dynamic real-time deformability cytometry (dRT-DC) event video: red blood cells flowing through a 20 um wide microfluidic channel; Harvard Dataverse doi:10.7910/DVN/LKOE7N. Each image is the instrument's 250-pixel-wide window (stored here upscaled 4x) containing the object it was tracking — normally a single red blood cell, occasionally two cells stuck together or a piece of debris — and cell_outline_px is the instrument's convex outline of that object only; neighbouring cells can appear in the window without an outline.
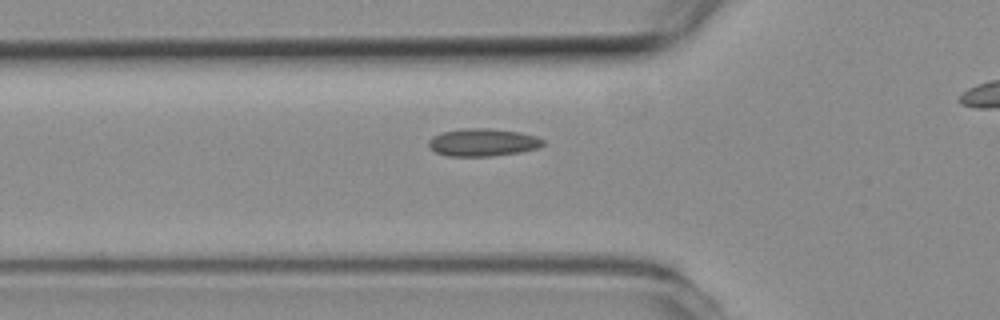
{"species": "common noctule bat (a hibernating species)", "species_latin": "Nyctalus noctula", "temperature_condition": "room temperature", "stored_images_in_passage": 7, "segment_of_instrument_passage": [1, 2], "camera_frame_rate_fps": 3000, "um_per_image_px": 0.085, "animal": {"sex": "female", "body_mass_g": 19.3, "forearm_length_mm": 54.1}, "frame": {"image": 1, "passage_image": 6, "time_ms": 1.667, "image_size_px": [1000, 320], "cell_outline_px": [[544, 144], [540, 148], [520, 152], [492, 156], [448, 156], [436, 152], [428, 148], [428, 140], [432, 136], [444, 132], [464, 128], [488, 128], [520, 132], [536, 136], [544, 140]], "centroid_in_image_um": [41.04, 12.1], "position_along_channel_um": 84.8, "area_um2": 18.55}}